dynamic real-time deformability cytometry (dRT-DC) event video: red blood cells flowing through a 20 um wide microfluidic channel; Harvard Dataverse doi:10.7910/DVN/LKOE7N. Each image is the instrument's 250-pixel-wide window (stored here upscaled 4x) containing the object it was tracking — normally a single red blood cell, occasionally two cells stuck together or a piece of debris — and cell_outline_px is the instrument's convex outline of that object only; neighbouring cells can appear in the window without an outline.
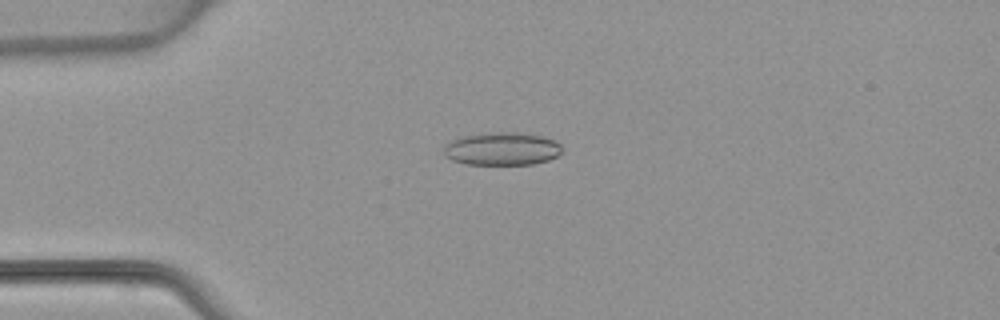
{"species": "common noctule bat (a hibernating species)", "species_latin": "Nyctalus noctula", "temperature_condition": "warm", "stored_images_in_passage": 5, "camera_frame_rate_fps": 3000, "um_per_image_px": 0.085, "animal": {"sex": "female", "body_mass_g": 22.7, "forearm_length_mm": 54.2}, "frame": {"image": 1, "passage_image": 3, "time_ms": 2.667, "image_size_px": [1000, 320], "cell_outline_px": [[564, 152], [548, 160], [532, 164], [464, 164], [452, 160], [444, 156], [444, 144], [460, 136], [496, 132], [516, 132], [544, 136], [556, 140], [564, 148]], "centroid_in_image_um": [42.69, 12.64], "position_along_channel_um": 42.3, "area_um2": 23.0}}
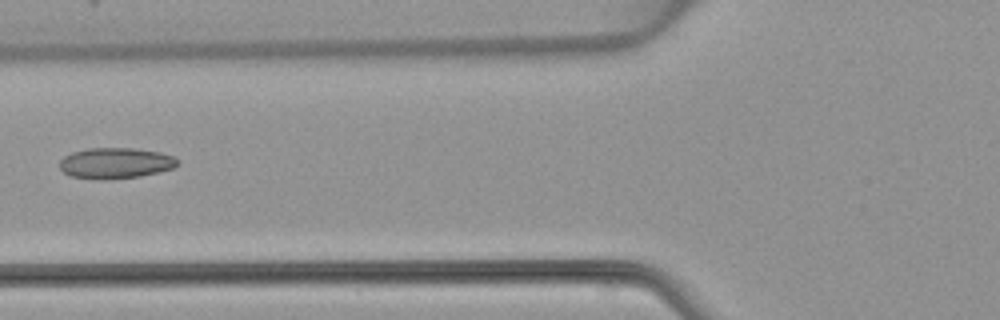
{"frame": {"image": 2, "passage_image": 5, "time_ms": 5.0, "image_size_px": [1000, 320], "cell_outline_px": [[180, 164], [172, 168], [140, 176], [72, 176], [64, 172], [60, 168], [60, 160], [64, 156], [72, 152], [88, 148], [132, 148], [160, 152], [172, 156], [180, 160]], "centroid_in_image_um": [9.87, 13.8], "position_along_channel_um": 115.9, "area_um2": 20.11}}